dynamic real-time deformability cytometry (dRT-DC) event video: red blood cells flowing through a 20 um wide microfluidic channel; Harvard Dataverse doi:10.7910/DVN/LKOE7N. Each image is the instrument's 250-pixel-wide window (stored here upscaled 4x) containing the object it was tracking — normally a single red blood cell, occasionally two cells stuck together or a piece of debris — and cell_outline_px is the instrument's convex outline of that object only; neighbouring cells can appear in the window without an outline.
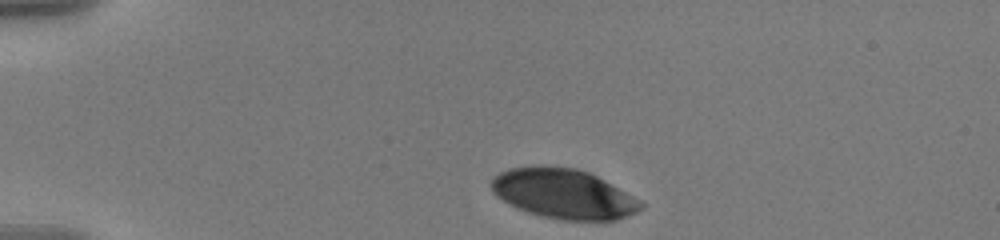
{"species": "human", "species_latin": "Homo sapiens", "temperature_condition": "warm", "stored_images_in_passage": 41, "camera_frame_rate_fps": 3000, "um_per_image_px": 0.085, "donor": {"sex": "male"}, "frame": {"image": 1, "passage_image": 1, "time_ms": 0.0, "image_size_px": [1000, 240], "cell_outline_px": [[644, 208], [636, 212], [616, 220], [560, 220], [528, 212], [496, 196], [492, 192], [488, 184], [500, 172], [508, 168], [544, 164], [576, 168], [588, 172], [604, 180], [640, 200], [644, 204]], "centroid_in_image_um": [47.88, 16.45], "position_along_channel_um": 37.1, "area_um2": 43.35}}
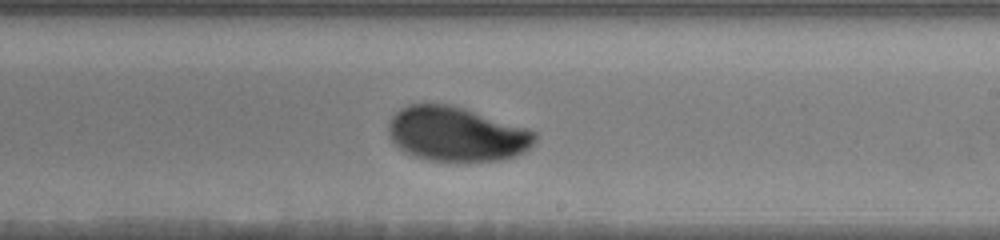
{"frame": {"image": 2, "passage_image": 24, "time_ms": 7.667, "image_size_px": [1000, 240], "cell_outline_px": [[536, 140], [524, 152], [516, 156], [504, 160], [464, 164], [428, 160], [412, 156], [404, 152], [388, 136], [388, 124], [392, 116], [400, 108], [408, 104], [452, 104], [528, 128], [536, 132]], "centroid_in_image_um": [38.81, 11.44], "position_along_channel_um": 250.2, "area_um2": 47.69}}
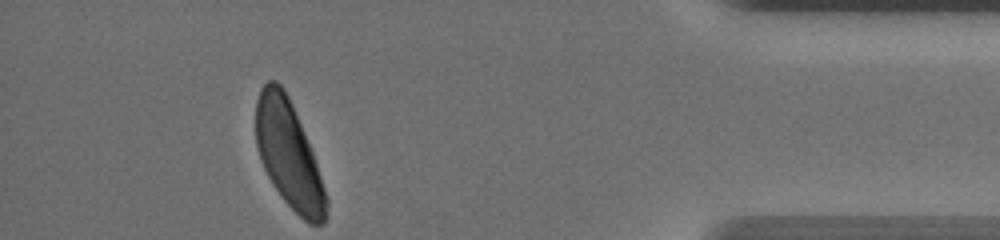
{"frame": {"image": 3, "passage_image": 41, "time_ms": 13.333, "image_size_px": [1000, 240], "cell_outline_px": [[328, 204], [324, 224], [308, 224], [280, 196], [272, 184], [260, 160], [256, 144], [256, 100], [260, 88], [268, 80], [276, 80], [284, 88], [292, 104], [312, 152], [328, 200]], "centroid_in_image_um": [24.52, 13.13], "position_along_channel_um": 410.7, "area_um2": 43.41}, "authors_computed_cell_mechanics": {"area_um2": 46.4134, "velocity_mm_per_s": 3.5367, "shape_relaxation_time_tau1_ms": 3.8365, "shape_relaxation_time_tau2_ms": null, "deformation_change_tau1": 0.1436, "deformation_change_tau2": null}}